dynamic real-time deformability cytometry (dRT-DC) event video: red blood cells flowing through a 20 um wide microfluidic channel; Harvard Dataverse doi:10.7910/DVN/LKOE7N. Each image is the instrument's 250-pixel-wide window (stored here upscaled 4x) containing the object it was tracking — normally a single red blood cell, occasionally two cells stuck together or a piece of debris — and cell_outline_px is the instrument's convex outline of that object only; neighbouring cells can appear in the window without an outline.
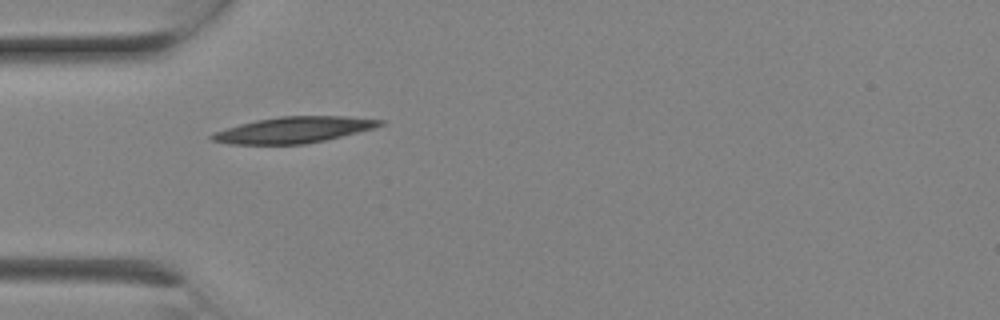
{"species": "Egyptian fruit bat (a non-hibernating species)", "species_latin": "Rousettus aegyptiacus", "temperature_condition": "room temperature", "stored_images_in_passage": 2, "camera_frame_rate_fps": 3000, "um_per_image_px": 0.085, "animal": {"sex": "female"}, "frame": {"image": 1, "passage_image": 1, "time_ms": 0.0, "image_size_px": [1000, 320], "cell_outline_px": [[388, 120], [384, 124], [372, 128], [324, 140], [304, 144], [228, 144], [212, 140], [208, 136], [212, 132], [240, 124], [256, 120], [280, 116], [344, 116]], "centroid_in_image_um": [24.93, 11.03], "position_along_channel_um": 60.1, "area_um2": 25.43}}